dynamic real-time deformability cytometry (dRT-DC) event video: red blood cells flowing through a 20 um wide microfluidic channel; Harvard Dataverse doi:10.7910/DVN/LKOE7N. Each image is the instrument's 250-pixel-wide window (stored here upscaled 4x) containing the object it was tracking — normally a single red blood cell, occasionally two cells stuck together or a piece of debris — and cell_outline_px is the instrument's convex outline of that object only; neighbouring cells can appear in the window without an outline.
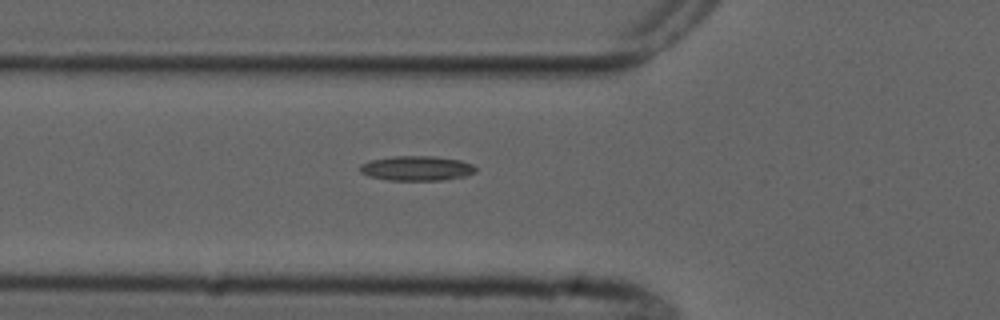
{"species": "common noctule bat (a hibernating species)", "species_latin": "Nyctalus noctula", "temperature_condition": "cold", "stored_images_in_passage": 6, "camera_frame_rate_fps": 3000, "um_per_image_px": 0.085, "animal": {"sex": "male", "forearm_length_mm": 52.5}, "frame": {"image": 1, "passage_image": 6, "time_ms": 6.0, "image_size_px": [1000, 320], "cell_outline_px": [[476, 172], [464, 176], [440, 180], [388, 180], [368, 176], [360, 172], [360, 164], [368, 160], [392, 156], [432, 156], [460, 160], [472, 164], [476, 168]], "centroid_in_image_um": [35.37, 14.3], "position_along_channel_um": 90.4, "area_um2": 16.7}}